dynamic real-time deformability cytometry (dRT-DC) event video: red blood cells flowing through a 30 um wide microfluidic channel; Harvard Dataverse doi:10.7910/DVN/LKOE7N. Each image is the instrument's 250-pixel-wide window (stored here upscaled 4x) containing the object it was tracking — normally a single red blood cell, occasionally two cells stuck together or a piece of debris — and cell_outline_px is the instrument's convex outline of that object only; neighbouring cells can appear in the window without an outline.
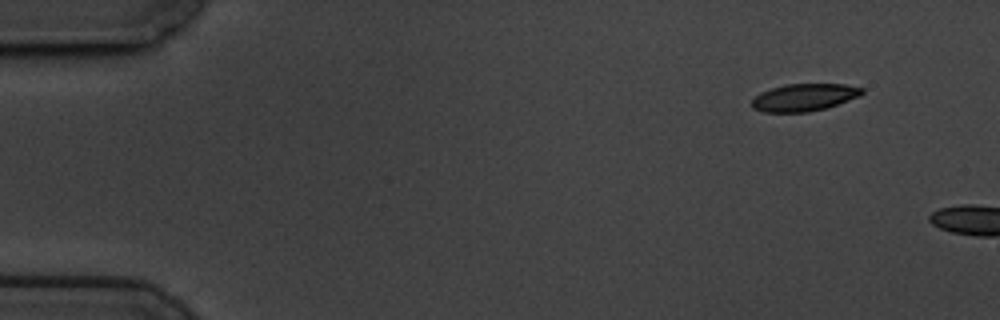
{"species": "common noctule bat (a hibernating species)", "species_latin": "Nyctalus noctula", "temperature_condition": "cold", "stored_images_in_passage": 4, "camera_frame_rate_fps": 3000, "um_per_image_px": 0.085, "animal": {"sex": "male", "body_mass_g": 19.5, "forearm_length_mm": 54.6}, "frame": {"image": 1, "passage_image": 1, "time_ms": 0.0, "image_size_px": [1000, 320], "cell_outline_px": [[864, 92], [860, 96], [828, 108], [808, 112], [764, 112], [752, 108], [752, 100], [760, 92], [784, 84], [844, 84], [864, 88]], "centroid_in_image_um": [68.37, 8.28], "position_along_channel_um": 16.6, "area_um2": 17.69}}